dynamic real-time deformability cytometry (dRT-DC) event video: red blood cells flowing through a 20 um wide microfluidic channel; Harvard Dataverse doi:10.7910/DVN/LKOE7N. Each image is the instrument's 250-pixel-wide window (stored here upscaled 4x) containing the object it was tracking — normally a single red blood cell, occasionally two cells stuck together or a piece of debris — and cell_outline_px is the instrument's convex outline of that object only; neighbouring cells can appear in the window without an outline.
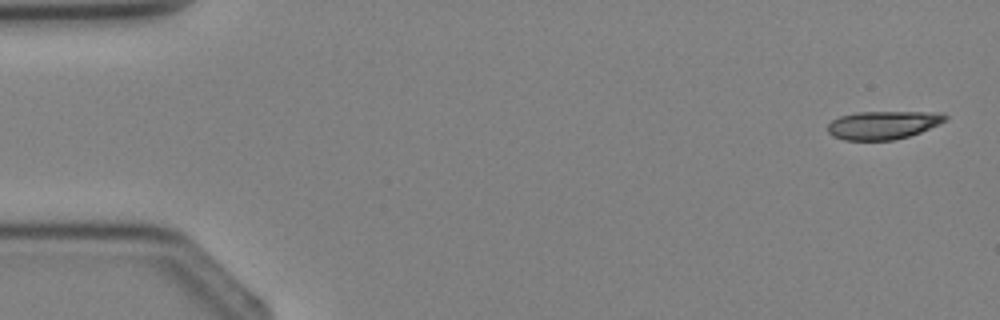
{"species": "Egyptian fruit bat (a non-hibernating species)", "species_latin": "Rousettus aegyptiacus", "temperature_condition": "cold", "stored_images_in_passage": 4, "camera_frame_rate_fps": 3000, "um_per_image_px": 0.085, "animal": {"sex": "female"}, "frame": {"image": 1, "passage_image": 1, "time_ms": 0.0, "image_size_px": [1000, 320], "cell_outline_px": [[948, 116], [940, 124], [920, 132], [908, 136], [892, 140], [844, 140], [832, 136], [828, 132], [828, 124], [832, 120], [840, 116], [856, 112], [944, 112]], "centroid_in_image_um": [75.06, 10.62], "position_along_channel_um": 9.9, "area_um2": 19.36}}